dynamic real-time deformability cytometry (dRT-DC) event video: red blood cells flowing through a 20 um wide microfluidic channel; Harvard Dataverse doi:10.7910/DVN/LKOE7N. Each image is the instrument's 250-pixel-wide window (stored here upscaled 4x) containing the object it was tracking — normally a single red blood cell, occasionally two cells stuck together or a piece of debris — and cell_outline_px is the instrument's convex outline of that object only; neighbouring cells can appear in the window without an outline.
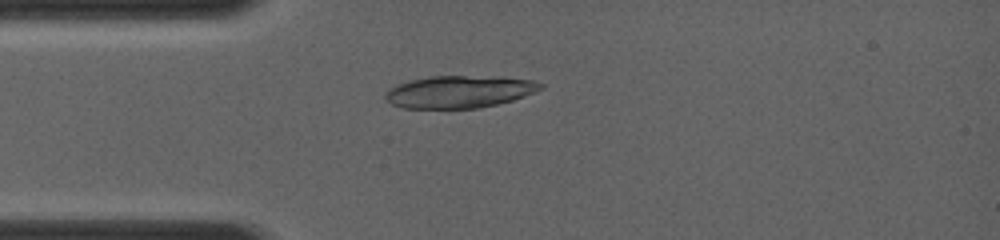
{"species": "common noctule bat (a hibernating species)", "species_latin": "Nyctalus noctula", "temperature_condition": "room temperature", "stored_images_in_passage": 4, "camera_frame_rate_fps": 4000, "um_per_image_px": 0.085, "animal": {"sex": "female", "body_mass_g": 19.0, "forearm_length_mm": 56.7}, "frame": {"image": 1, "passage_image": 3, "time_ms": 0.75, "image_size_px": [1000, 240], "cell_outline_px": [[544, 88], [524, 96], [512, 100], [496, 104], [476, 108], [404, 108], [392, 104], [384, 100], [384, 92], [388, 88], [396, 84], [408, 80], [432, 76], [500, 76], [536, 80], [544, 84]], "centroid_in_image_um": [39.03, 7.78], "position_along_channel_um": 46.0, "area_um2": 29.59}}